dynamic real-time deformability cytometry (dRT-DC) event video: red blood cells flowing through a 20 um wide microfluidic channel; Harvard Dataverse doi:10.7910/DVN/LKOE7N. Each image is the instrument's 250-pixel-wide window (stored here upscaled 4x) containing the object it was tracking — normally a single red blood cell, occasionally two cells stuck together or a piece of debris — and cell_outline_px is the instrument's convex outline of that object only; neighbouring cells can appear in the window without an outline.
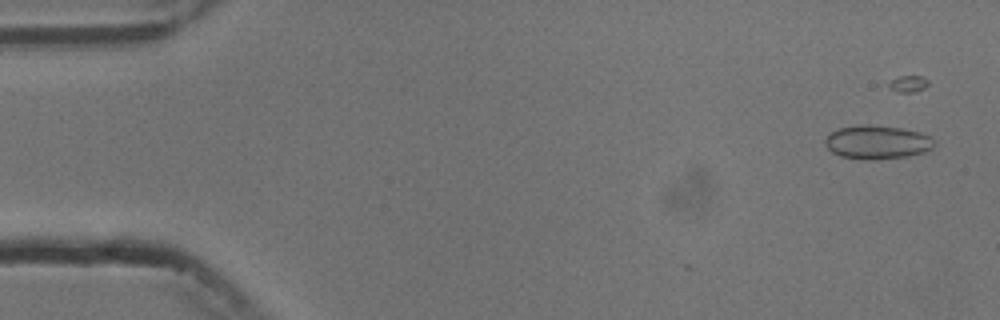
{"species": "common noctule bat (a hibernating species)", "species_latin": "Nyctalus noctula", "temperature_condition": "cold", "stored_images_in_passage": 5, "camera_frame_rate_fps": 3000, "um_per_image_px": 0.085, "animal": {"sex": "male", "body_mass_g": 13.3}, "frame": {"image": 1, "passage_image": 1, "time_ms": 0.0, "image_size_px": [1000, 320], "cell_outline_px": [[936, 144], [932, 148], [924, 152], [908, 156], [840, 156], [832, 152], [824, 144], [824, 140], [832, 132], [840, 128], [860, 124], [864, 124], [900, 128], [920, 132], [928, 136]], "centroid_in_image_um": [74.57, 12.02], "position_along_channel_um": 10.4, "area_um2": 20.23}}